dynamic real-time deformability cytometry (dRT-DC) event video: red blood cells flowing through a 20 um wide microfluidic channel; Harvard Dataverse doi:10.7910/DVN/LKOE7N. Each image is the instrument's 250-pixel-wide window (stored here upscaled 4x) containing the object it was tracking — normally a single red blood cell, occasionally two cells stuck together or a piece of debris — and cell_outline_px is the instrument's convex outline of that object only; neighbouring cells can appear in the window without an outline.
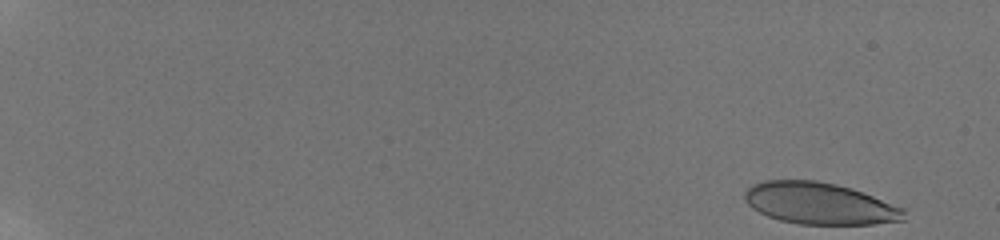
{"species": "human", "species_latin": "Homo sapiens", "temperature_condition": "room temperature", "stored_images_in_passage": 54, "camera_frame_rate_fps": 3000, "um_per_image_px": 0.085, "donor": {"sex": "male"}, "frame": {"image": 1, "passage_image": 1, "time_ms": 0.0, "image_size_px": [1000, 240], "cell_outline_px": [[904, 220], [872, 224], [800, 224], [780, 220], [768, 216], [752, 208], [744, 200], [744, 192], [752, 184], [764, 180], [816, 180], [836, 184], [852, 188], [904, 208]], "centroid_in_image_um": [69.64, 17.28], "position_along_channel_um": 15.4, "area_um2": 38.67}}
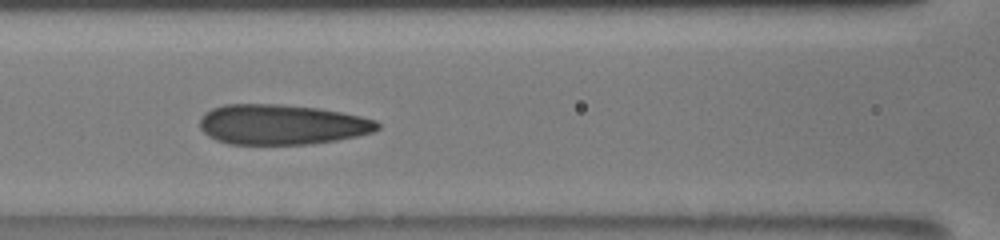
{"frame": {"image": 2, "passage_image": 27, "time_ms": 8.667, "image_size_px": [1000, 240], "cell_outline_px": [[380, 128], [372, 132], [356, 136], [336, 140], [308, 144], [228, 144], [216, 140], [208, 136], [200, 128], [200, 120], [204, 112], [212, 108], [224, 104], [280, 104], [316, 108], [340, 112], [360, 116], [376, 120], [380, 124]], "centroid_in_image_um": [23.92, 10.58], "position_along_channel_um": 142.7, "area_um2": 41.56}}
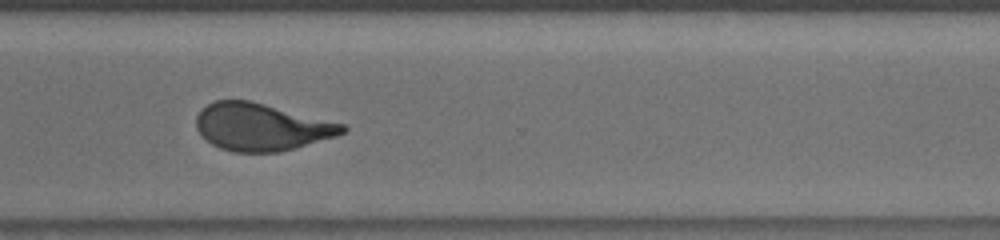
{"frame": {"image": 3, "passage_image": 43, "time_ms": 14.0, "image_size_px": [1000, 240], "cell_outline_px": [[348, 128], [344, 132], [336, 136], [292, 148], [276, 152], [236, 152], [220, 148], [212, 144], [196, 128], [196, 116], [208, 104], [216, 100], [252, 100], [344, 124]], "centroid_in_image_um": [22.21, 10.77], "position_along_channel_um": 348.4, "area_um2": 39.88}, "authors_computed_cell_mechanics": {"area_um2": 40.6334, "velocity_mm_per_s": 3.867, "shape_relaxation_time_tau1_ms": 8.6221, "shape_relaxation_time_tau2_ms": 1.1022, "deformation_change_tau1": 0.2363, "deformation_change_tau2": 0.0952}}